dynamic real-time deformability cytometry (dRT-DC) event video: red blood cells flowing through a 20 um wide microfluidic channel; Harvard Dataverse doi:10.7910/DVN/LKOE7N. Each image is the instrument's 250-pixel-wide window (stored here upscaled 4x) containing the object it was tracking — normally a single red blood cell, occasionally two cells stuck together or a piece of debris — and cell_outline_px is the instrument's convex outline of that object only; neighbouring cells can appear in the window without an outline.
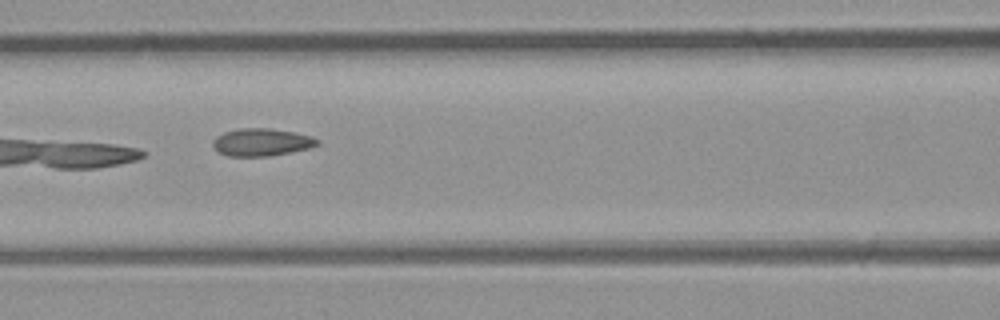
{"species": "common noctule bat (a hibernating species)", "species_latin": "Nyctalus noctula", "temperature_condition": "room temperature", "stored_images_in_passage": 30, "camera_frame_rate_fps": 3000, "um_per_image_px": 0.085, "animal": {"sex": "male", "body_mass_g": 23.1, "forearm_length_mm": 52.7}, "frame": {"image": 1, "passage_image": 6, "time_ms": 1.667, "image_size_px": [1000, 320], "cell_outline_px": [[320, 144], [308, 148], [268, 156], [228, 156], [220, 152], [212, 144], [212, 140], [216, 136], [224, 132], [236, 128], [268, 128], [292, 132], [312, 136], [320, 140]], "centroid_in_image_um": [22.22, 12.07], "position_along_channel_um": 144.4, "area_um2": 16.65}}
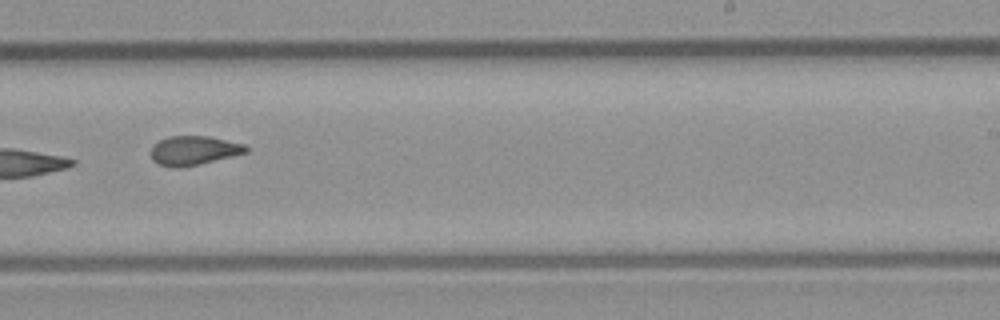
{"frame": {"image": 2, "passage_image": 15, "time_ms": 4.667, "image_size_px": [1000, 320], "cell_outline_px": [[248, 152], [200, 164], [176, 168], [160, 164], [152, 160], [152, 144], [168, 136], [208, 136], [244, 144], [248, 148]], "centroid_in_image_um": [16.47, 12.78], "position_along_channel_um": 272.5, "area_um2": 16.01}}
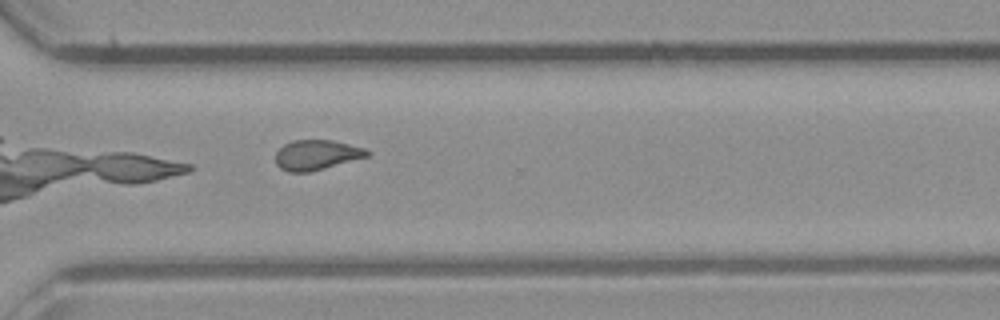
{"frame": {"image": 3, "passage_image": 20, "time_ms": 6.333, "image_size_px": [1000, 320], "cell_outline_px": [[372, 152], [368, 156], [324, 168], [308, 172], [288, 172], [280, 168], [276, 164], [276, 152], [284, 144], [292, 140], [332, 140], [364, 148]], "centroid_in_image_um": [26.89, 13.16], "position_along_channel_um": 343.7, "area_um2": 15.9}, "authors_computed_cell_mechanics": {"area_um2": 16.1551, "velocity_mm_per_s": 4.2808, "shape_relaxation_time_tau1_ms": 9.5131, "shape_relaxation_time_tau2_ms": 1.762, "deformation_change_tau1": 0.1956, "deformation_change_tau2": 0.0681}}